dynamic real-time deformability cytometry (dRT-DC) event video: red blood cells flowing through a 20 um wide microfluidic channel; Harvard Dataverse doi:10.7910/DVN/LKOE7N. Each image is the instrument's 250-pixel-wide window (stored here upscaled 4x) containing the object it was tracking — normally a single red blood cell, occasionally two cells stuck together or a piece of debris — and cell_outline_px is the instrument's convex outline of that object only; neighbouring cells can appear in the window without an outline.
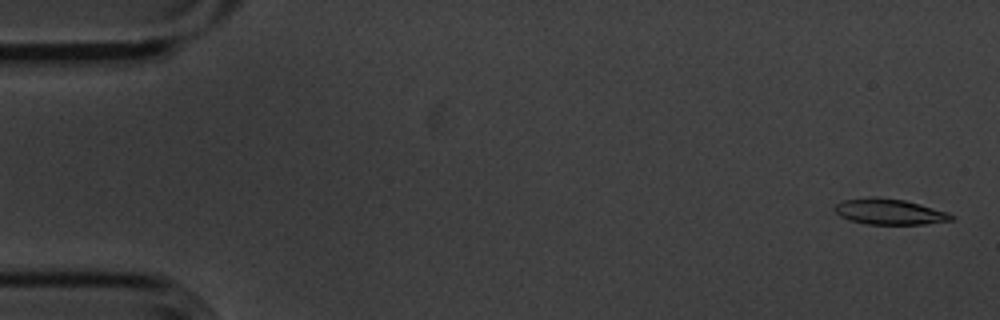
{"species": "common noctule bat (a hibernating species)", "species_latin": "Nyctalus noctula", "temperature_condition": "cold", "stored_images_in_passage": 55, "camera_frame_rate_fps": 3000, "um_per_image_px": 0.085, "animal": {"sex": "male", "body_mass_g": 20.1, "forearm_length_mm": 53.5}, "frame": {"image": 1, "passage_image": 2, "time_ms": 0.333, "image_size_px": [1000, 320], "cell_outline_px": [[956, 216], [952, 220], [924, 224], [868, 224], [848, 220], [840, 216], [832, 208], [836, 204], [844, 200], [868, 196], [872, 196], [904, 200], [920, 204], [948, 212]], "centroid_in_image_um": [75.58, 17.99], "position_along_channel_um": 9.4, "area_um2": 17.57}}
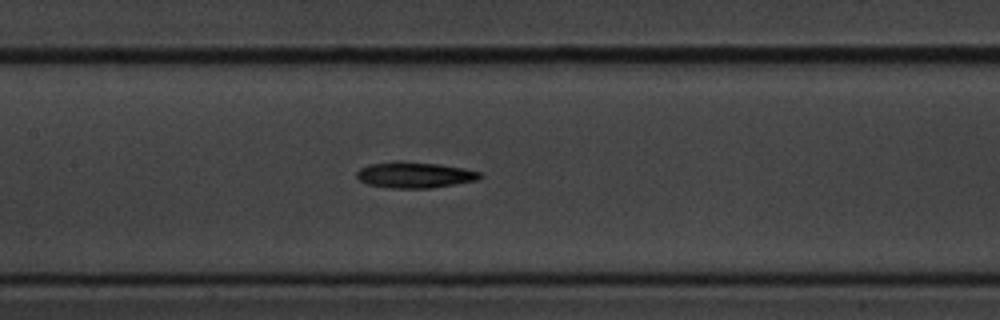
{"frame": {"image": 2, "passage_image": 26, "time_ms": 8.333, "image_size_px": [1000, 320], "cell_outline_px": [[484, 176], [480, 180], [428, 188], [392, 188], [368, 184], [360, 180], [356, 176], [356, 172], [360, 168], [368, 164], [396, 160], [400, 160], [436, 164], [460, 168], [480, 172]], "centroid_in_image_um": [35.22, 14.86], "position_along_channel_um": 172.2, "area_um2": 18.67}}
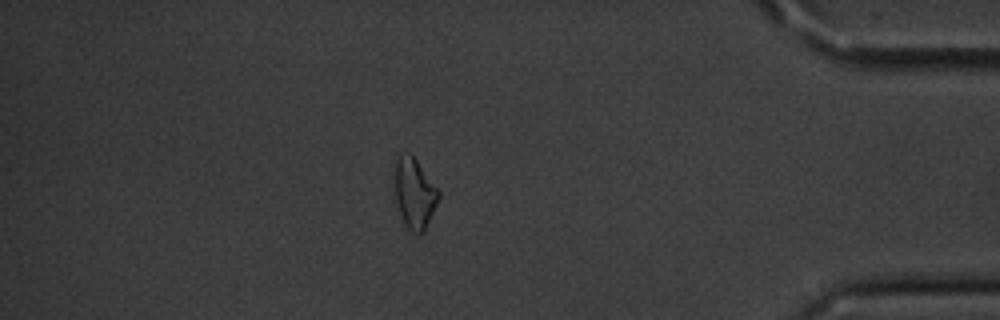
{"frame": {"image": 3, "passage_image": 48, "time_ms": 15.667, "image_size_px": [1000, 320], "cell_outline_px": [[440, 196], [424, 232], [420, 236], [416, 236], [404, 224], [396, 200], [396, 156], [400, 152], [412, 152], [440, 192]], "centroid_in_image_um": [35.25, 16.41], "position_along_channel_um": 400.0, "area_um2": 18.09}, "authors_computed_cell_mechanics": {"area_um2": 18.0914, "velocity_mm_per_s": 3.6176, "shape_relaxation_time_tau1_ms": 2.1164, "shape_relaxation_time_tau2_ms": null, "deformation_change_tau1": 0.1266, "deformation_change_tau2": null}}